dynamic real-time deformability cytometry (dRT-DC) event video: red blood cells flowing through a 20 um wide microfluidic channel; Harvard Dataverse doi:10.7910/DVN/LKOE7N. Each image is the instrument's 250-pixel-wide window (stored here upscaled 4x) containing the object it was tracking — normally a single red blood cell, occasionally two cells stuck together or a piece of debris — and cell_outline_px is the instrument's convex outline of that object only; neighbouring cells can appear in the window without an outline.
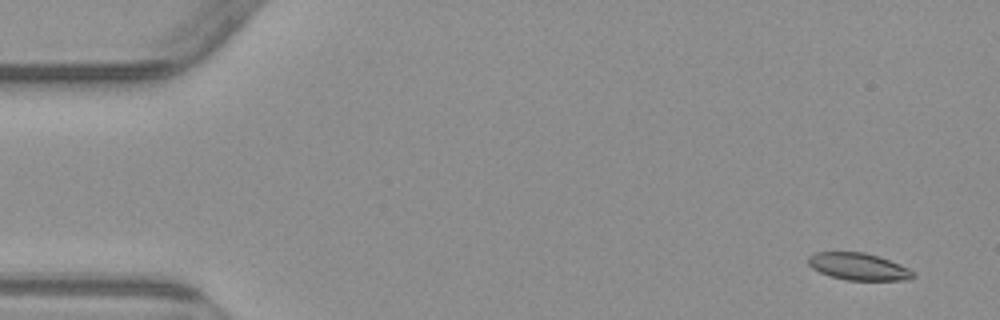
{"species": "common noctule bat (a hibernating species)", "species_latin": "Nyctalus noctula", "temperature_condition": "warm", "stored_images_in_passage": 6, "camera_frame_rate_fps": 3000, "um_per_image_px": 0.085, "animal": {"sex": "male", "body_mass_g": 23.1, "forearm_length_mm": 52.7}, "frame": {"image": 1, "passage_image": 1, "time_ms": 0.0, "image_size_px": [1000, 320], "cell_outline_px": [[916, 276], [908, 280], [848, 280], [832, 276], [820, 272], [812, 268], [808, 264], [808, 256], [816, 252], [864, 252], [900, 264], [908, 268]], "centroid_in_image_um": [72.96, 22.66], "position_along_channel_um": 12.0, "area_um2": 16.36}}
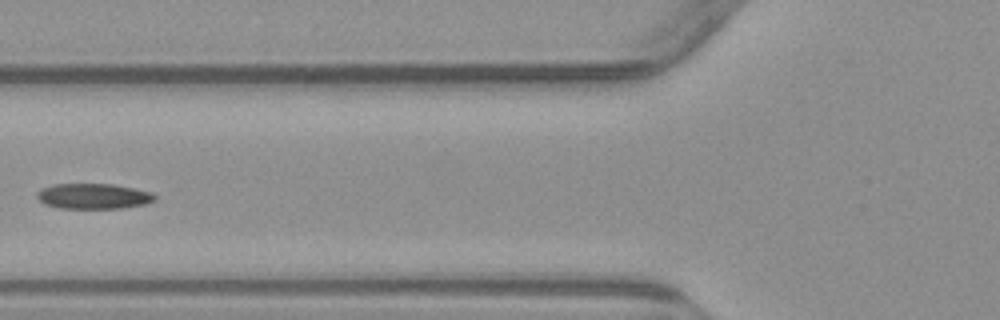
{"frame": {"image": 2, "passage_image": 6, "time_ms": 6.0, "image_size_px": [1000, 320], "cell_outline_px": [[156, 200], [144, 204], [124, 208], [56, 208], [44, 204], [36, 196], [44, 188], [52, 184], [112, 184], [152, 192], [156, 196]], "centroid_in_image_um": [7.96, 16.68], "position_along_channel_um": 117.8, "area_um2": 17.34}}